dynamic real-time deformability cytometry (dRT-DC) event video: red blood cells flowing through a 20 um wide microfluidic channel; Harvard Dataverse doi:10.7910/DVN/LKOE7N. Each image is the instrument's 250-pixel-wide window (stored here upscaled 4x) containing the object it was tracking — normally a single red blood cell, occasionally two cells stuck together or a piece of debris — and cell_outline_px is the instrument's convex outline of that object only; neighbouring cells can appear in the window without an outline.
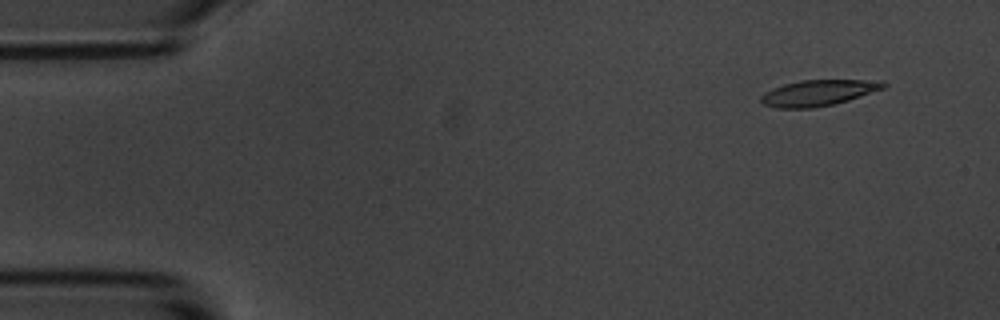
{"species": "common noctule bat (a hibernating species)", "species_latin": "Nyctalus noctula", "temperature_condition": "room temperature", "stored_images_in_passage": 5, "camera_frame_rate_fps": 3000, "um_per_image_px": 0.085, "animal": {"sex": "male", "body_mass_g": 20.1, "forearm_length_mm": 53.5}, "frame": {"image": 1, "passage_image": 2, "time_ms": 1.333, "image_size_px": [1000, 320], "cell_outline_px": [[888, 84], [884, 88], [836, 104], [816, 108], [776, 108], [764, 104], [760, 100], [760, 96], [764, 92], [772, 88], [784, 84], [800, 80], [884, 80]], "centroid_in_image_um": [69.56, 7.89], "position_along_channel_um": 15.4, "area_um2": 18.67}}
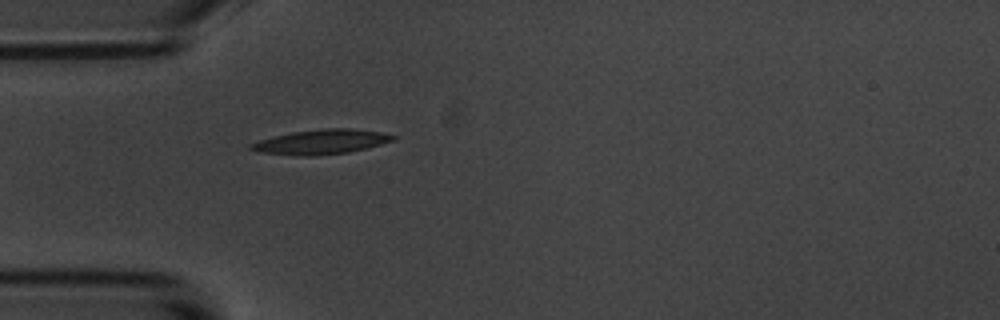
{"frame": {"image": 2, "passage_image": 5, "time_ms": 5.333, "image_size_px": [1000, 320], "cell_outline_px": [[396, 140], [368, 148], [348, 152], [312, 156], [296, 156], [260, 152], [248, 148], [248, 144], [272, 136], [292, 132], [324, 128], [348, 128], [380, 132], [396, 136]], "centroid_in_image_um": [27.29, 12.06], "position_along_channel_um": 57.7, "area_um2": 20.52}}